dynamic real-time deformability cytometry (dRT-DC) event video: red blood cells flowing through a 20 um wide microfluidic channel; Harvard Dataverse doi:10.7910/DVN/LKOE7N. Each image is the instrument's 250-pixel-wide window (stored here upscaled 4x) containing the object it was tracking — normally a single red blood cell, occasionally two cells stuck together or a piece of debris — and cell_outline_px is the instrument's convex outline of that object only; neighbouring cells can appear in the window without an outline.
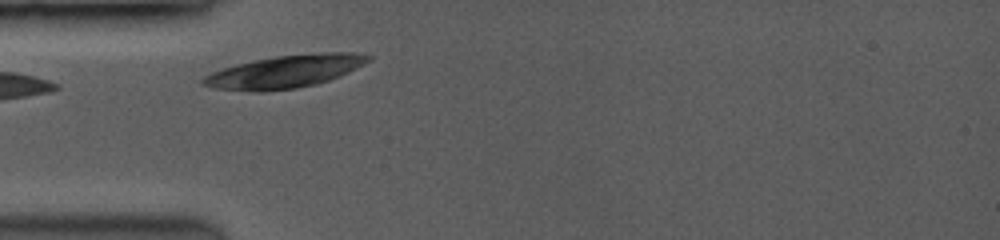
{"species": "common noctule bat (a hibernating species)", "species_latin": "Nyctalus noctula", "temperature_condition": "room temperature", "stored_images_in_passage": 10, "camera_frame_rate_fps": 3500, "um_per_image_px": 0.085, "animal": {"sex": "female", "body_mass_g": 19.0, "forearm_length_mm": 53.3}, "frame": {"image": 1, "passage_image": 1, "time_ms": 0.0, "image_size_px": [1000, 240], "cell_outline_px": [[372, 56], [368, 60], [328, 80], [312, 84], [292, 88], [216, 88], [200, 84], [200, 80], [204, 76], [220, 68], [252, 60], [276, 56], [320, 52], [352, 52]], "centroid_in_image_um": [24.17, 6.01], "position_along_channel_um": 60.8, "area_um2": 29.65}}
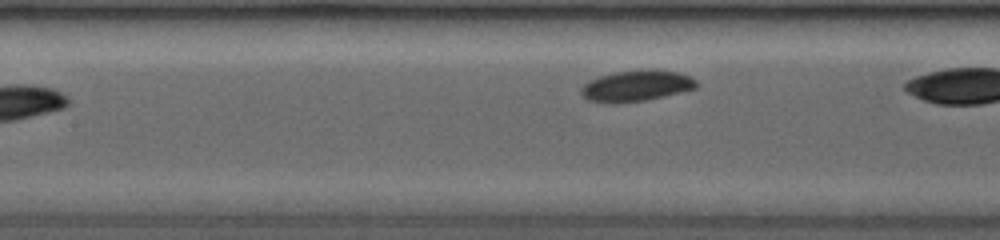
{"frame": {"image": 2, "passage_image": 9, "time_ms": 1.714, "image_size_px": [1000, 240], "cell_outline_px": [[696, 88], [644, 100], [592, 100], [584, 96], [580, 92], [580, 88], [584, 84], [600, 76], [612, 72], [680, 72], [696, 80]], "centroid_in_image_um": [54.1, 7.28], "position_along_channel_um": 153.3, "area_um2": 18.96}}